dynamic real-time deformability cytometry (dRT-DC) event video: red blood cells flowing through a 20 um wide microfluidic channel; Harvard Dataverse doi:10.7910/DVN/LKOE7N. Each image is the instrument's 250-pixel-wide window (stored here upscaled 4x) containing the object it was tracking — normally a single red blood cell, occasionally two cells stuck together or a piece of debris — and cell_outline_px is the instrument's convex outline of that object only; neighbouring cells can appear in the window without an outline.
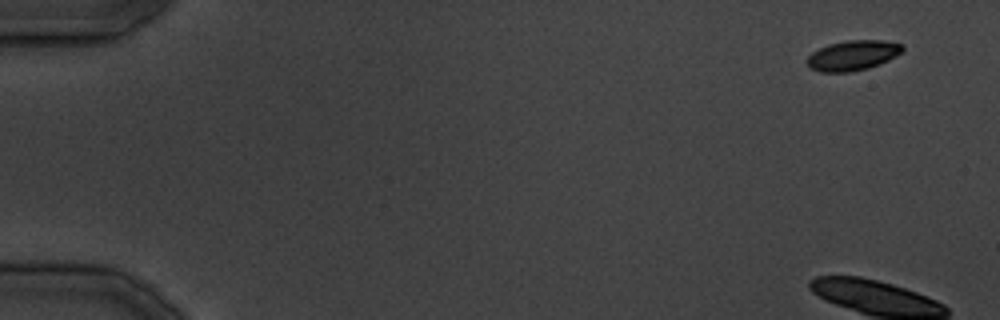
{"species": "common noctule bat (a hibernating species)", "species_latin": "Nyctalus noctula", "temperature_condition": "cold", "stored_images_in_passage": 34, "camera_frame_rate_fps": 3000, "um_per_image_px": 0.085, "animal": {"sex": "male", "body_mass_g": 19.5, "forearm_length_mm": 54.6}, "frame": {"image": 1, "passage_image": 1, "time_ms": 0.0, "image_size_px": [1000, 320], "cell_outline_px": [[904, 48], [896, 56], [880, 64], [868, 68], [848, 72], [820, 72], [808, 68], [808, 56], [812, 52], [828, 44], [848, 40], [884, 40], [904, 44]], "centroid_in_image_um": [72.49, 4.7], "position_along_channel_um": 12.5, "area_um2": 16.76}}